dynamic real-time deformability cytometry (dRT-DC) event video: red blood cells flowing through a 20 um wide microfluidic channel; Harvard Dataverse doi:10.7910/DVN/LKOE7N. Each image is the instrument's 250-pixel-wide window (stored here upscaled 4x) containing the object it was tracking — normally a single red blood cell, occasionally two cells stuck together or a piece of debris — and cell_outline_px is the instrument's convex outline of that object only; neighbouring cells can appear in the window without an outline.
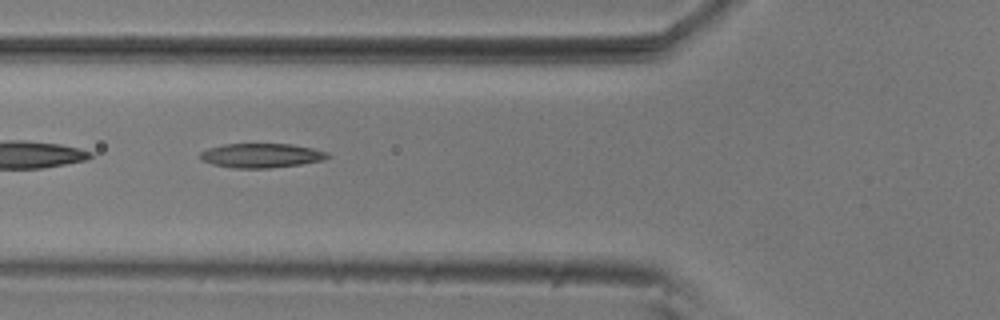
{"species": "common noctule bat (a hibernating species)", "species_latin": "Nyctalus noctula", "temperature_condition": "room temperature", "stored_images_in_passage": 53, "camera_frame_rate_fps": 3000, "um_per_image_px": 0.085, "animal": {"sex": "male", "body_mass_g": 20.5, "forearm_length_mm": 52.5}, "frame": {"image": 1, "passage_image": 19, "time_ms": 6.0, "image_size_px": [1000, 320], "cell_outline_px": [[332, 156], [324, 160], [300, 164], [268, 168], [236, 168], [212, 164], [200, 160], [200, 152], [208, 148], [224, 144], [292, 144], [312, 148], [328, 152]], "centroid_in_image_um": [22.22, 13.21], "position_along_channel_um": 103.6, "area_um2": 18.09}}
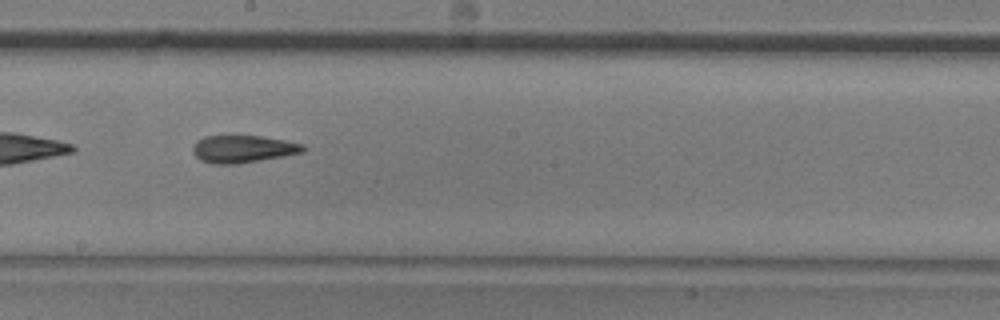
{"frame": {"image": 2, "passage_image": 29, "time_ms": 9.333, "image_size_px": [1000, 320], "cell_outline_px": [[304, 152], [284, 156], [236, 164], [216, 164], [200, 160], [192, 152], [192, 148], [196, 140], [204, 136], [260, 136], [284, 140], [304, 144]], "centroid_in_image_um": [20.63, 12.66], "position_along_channel_um": 227.6, "area_um2": 17.57}}
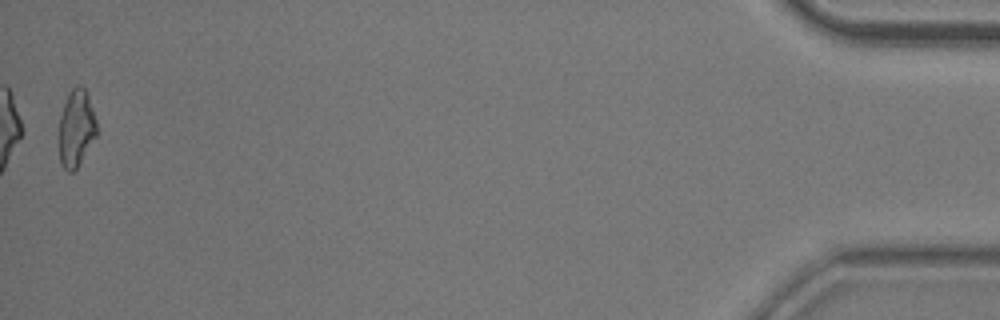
{"frame": {"image": 3, "passage_image": 53, "time_ms": 17.333, "image_size_px": [1000, 320], "cell_outline_px": [[96, 136], [76, 168], [72, 172], [68, 172], [60, 164], [56, 136], [60, 116], [68, 92], [76, 84], [80, 84], [84, 88], [88, 96], [96, 120]], "centroid_in_image_um": [6.41, 10.91], "position_along_channel_um": 428.8, "area_um2": 17.34}, "authors_computed_cell_mechanics": {"area_um2": 17.918, "velocity_mm_per_s": 3.6967, "shape_relaxation_time_tau1_ms": null, "shape_relaxation_time_tau2_ms": 4.063, "deformation_change_tau1": null, "deformation_change_tau2": 0.1402}}